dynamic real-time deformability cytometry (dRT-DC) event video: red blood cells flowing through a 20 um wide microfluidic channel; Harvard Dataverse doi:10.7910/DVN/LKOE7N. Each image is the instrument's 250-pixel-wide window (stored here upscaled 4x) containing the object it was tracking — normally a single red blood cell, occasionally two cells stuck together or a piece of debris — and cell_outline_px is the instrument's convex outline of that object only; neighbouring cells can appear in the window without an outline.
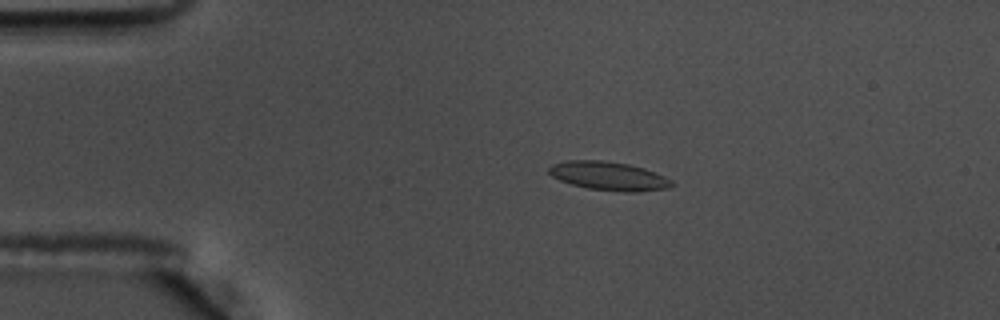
{"species": "common noctule bat (a hibernating species)", "species_latin": "Nyctalus noctula", "temperature_condition": "warm", "stored_images_in_passage": 54, "camera_frame_rate_fps": 3000, "um_per_image_px": 0.085, "animal": {"sex": "male", "body_mass_g": 17.5, "forearm_length_mm": 52.3}, "frame": {"image": 1, "passage_image": 9, "time_ms": 2.667, "image_size_px": [1000, 320], "cell_outline_px": [[672, 184], [668, 188], [636, 192], [624, 192], [588, 188], [572, 184], [560, 180], [552, 176], [548, 172], [548, 168], [552, 164], [568, 160], [604, 160], [628, 164], [644, 168], [664, 176], [672, 180]], "centroid_in_image_um": [51.72, 14.95], "position_along_channel_um": 33.3, "area_um2": 20.4}}
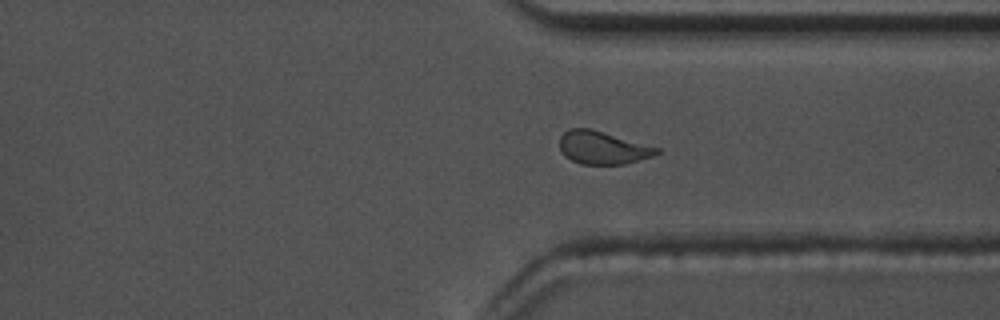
{"frame": {"image": 2, "passage_image": 40, "time_ms": 13.0, "image_size_px": [1000, 320], "cell_outline_px": [[660, 152], [652, 156], [624, 164], [580, 164], [564, 156], [560, 148], [560, 136], [568, 128], [592, 128], [660, 148]], "centroid_in_image_um": [51.21, 12.54], "position_along_channel_um": 360.2, "area_um2": 18.67}}
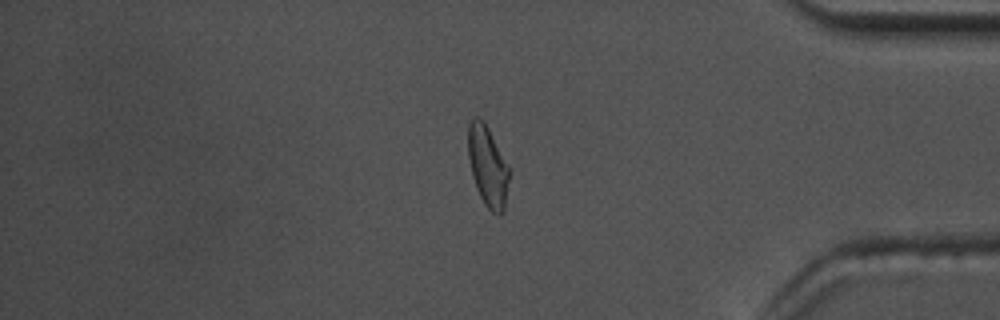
{"frame": {"image": 3, "passage_image": 45, "time_ms": 14.667, "image_size_px": [1000, 320], "cell_outline_px": [[512, 168], [504, 212], [500, 216], [492, 212], [484, 204], [476, 188], [472, 176], [468, 156], [468, 124], [472, 116], [480, 116], [484, 120]], "centroid_in_image_um": [41.5, 14.1], "position_along_channel_um": 393.7, "area_um2": 20.23}, "authors_computed_cell_mechanics": {"area_um2": 19.1318, "velocity_mm_per_s": 3.6085, "shape_relaxation_time_tau1_ms": 4.4972, "shape_relaxation_time_tau2_ms": 1.1235, "deformation_change_tau1": 0.1485, "deformation_change_tau2": 0.0884}}